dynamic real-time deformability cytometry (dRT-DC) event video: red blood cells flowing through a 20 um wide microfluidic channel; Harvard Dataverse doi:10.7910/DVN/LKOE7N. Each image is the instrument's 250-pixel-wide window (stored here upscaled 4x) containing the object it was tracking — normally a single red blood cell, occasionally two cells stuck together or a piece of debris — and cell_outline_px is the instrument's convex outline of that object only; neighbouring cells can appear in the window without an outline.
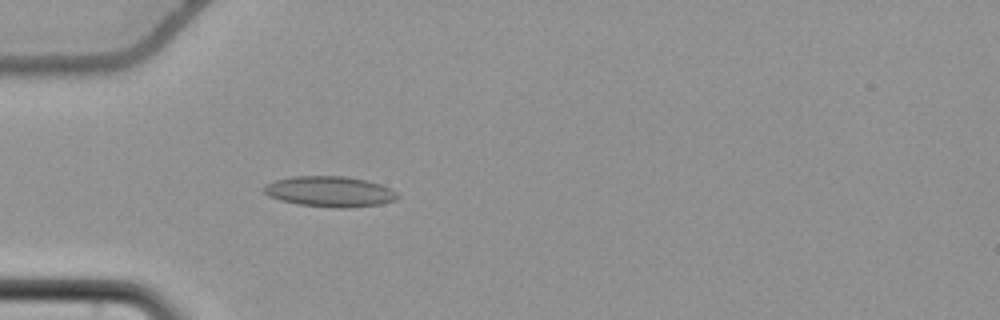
{"species": "common noctule bat (a hibernating species)", "species_latin": "Nyctalus noctula", "temperature_condition": "cold", "stored_images_in_passage": 22, "camera_frame_rate_fps": 3000, "um_per_image_px": 0.085, "animal": {"sex": "female", "body_mass_g": 22.7, "forearm_length_mm": 54.2}, "frame": {"image": 1, "passage_image": 19, "time_ms": 6.0, "image_size_px": [1000, 320], "cell_outline_px": [[400, 196], [396, 200], [380, 204], [352, 208], [332, 208], [296, 204], [280, 200], [268, 196], [264, 192], [264, 184], [276, 180], [292, 176], [344, 176], [364, 180], [380, 184], [396, 192]], "centroid_in_image_um": [28.01, 16.29], "position_along_channel_um": 57.0, "area_um2": 23.93}}